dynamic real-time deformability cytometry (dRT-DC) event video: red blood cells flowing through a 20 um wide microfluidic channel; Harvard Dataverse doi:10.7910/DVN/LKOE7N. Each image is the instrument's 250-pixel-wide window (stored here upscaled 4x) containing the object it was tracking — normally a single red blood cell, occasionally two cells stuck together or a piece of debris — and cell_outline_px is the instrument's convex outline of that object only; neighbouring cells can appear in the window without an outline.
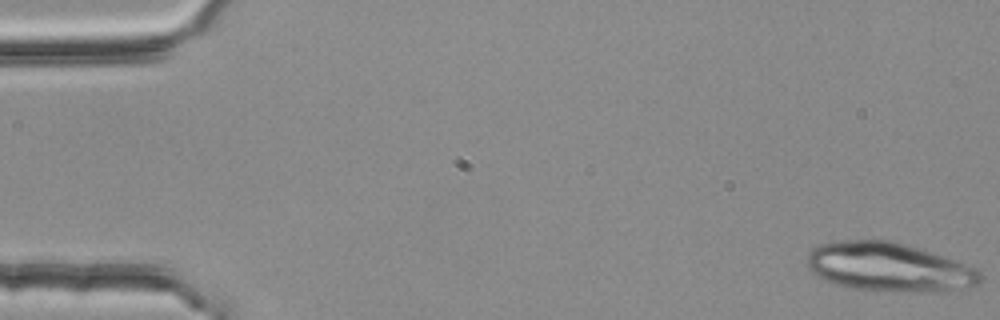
{"species": "common noctule bat (a hibernating species)", "species_latin": "Nyctalus noctula", "temperature_condition": "room temperature", "stored_images_in_passage": 18, "camera_frame_rate_fps": 3000, "um_per_image_px": 0.085, "animal": {"sex": "female", "body_mass_g": 25.1}, "frame": {"image": 1, "passage_image": 1, "time_ms": 0.0, "image_size_px": [1000, 320], "cell_outline_px": [[984, 276], [976, 284], [932, 292], [928, 292], [848, 288], [836, 284], [812, 272], [808, 268], [808, 252], [820, 244], [832, 240], [892, 240], [980, 268]], "centroid_in_image_um": [75.55, 22.68], "position_along_channel_um": 9.5, "area_um2": 48.73}}